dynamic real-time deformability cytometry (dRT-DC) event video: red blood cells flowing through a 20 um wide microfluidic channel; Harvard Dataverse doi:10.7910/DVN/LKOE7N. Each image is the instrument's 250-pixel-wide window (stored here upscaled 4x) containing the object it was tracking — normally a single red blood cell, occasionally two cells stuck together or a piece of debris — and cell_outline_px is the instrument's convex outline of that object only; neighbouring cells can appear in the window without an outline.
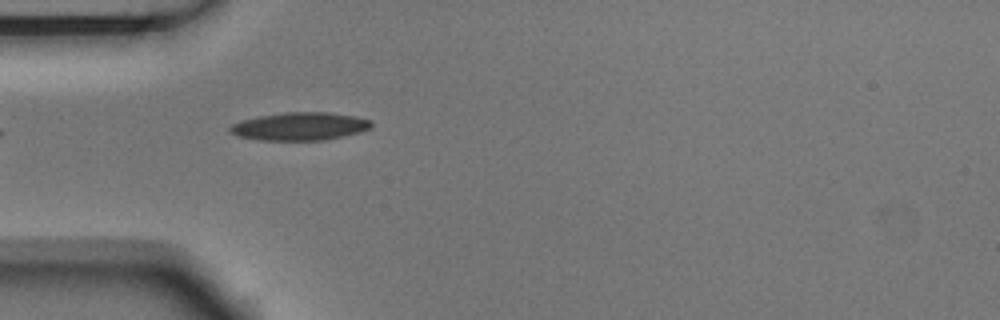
{"species": "Egyptian fruit bat (a non-hibernating species)", "species_latin": "Rousettus aegyptiacus", "temperature_condition": "room temperature", "stored_images_in_passage": 6, "camera_frame_rate_fps": 3000, "um_per_image_px": 0.085, "animal": {"sex": "male"}, "frame": {"image": 1, "passage_image": 5, "time_ms": 1.333, "image_size_px": [1000, 320], "cell_outline_px": [[372, 128], [360, 132], [324, 140], [260, 140], [236, 136], [228, 132], [228, 128], [232, 124], [240, 120], [260, 116], [284, 112], [328, 112], [356, 116], [372, 120]], "centroid_in_image_um": [25.47, 10.73], "position_along_channel_um": 59.5, "area_um2": 23.24}}
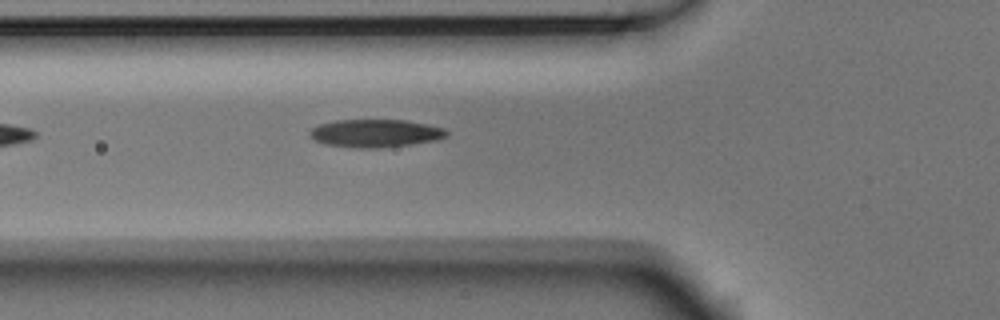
{"frame": {"image": 2, "passage_image": 6, "time_ms": 1.667, "image_size_px": [1000, 320], "cell_outline_px": [[448, 136], [436, 140], [412, 144], [380, 148], [356, 148], [324, 144], [308, 136], [308, 132], [312, 128], [320, 124], [336, 120], [404, 120], [428, 124], [444, 128], [448, 132]], "centroid_in_image_um": [31.91, 11.33], "position_along_channel_um": 93.9, "area_um2": 22.37}}